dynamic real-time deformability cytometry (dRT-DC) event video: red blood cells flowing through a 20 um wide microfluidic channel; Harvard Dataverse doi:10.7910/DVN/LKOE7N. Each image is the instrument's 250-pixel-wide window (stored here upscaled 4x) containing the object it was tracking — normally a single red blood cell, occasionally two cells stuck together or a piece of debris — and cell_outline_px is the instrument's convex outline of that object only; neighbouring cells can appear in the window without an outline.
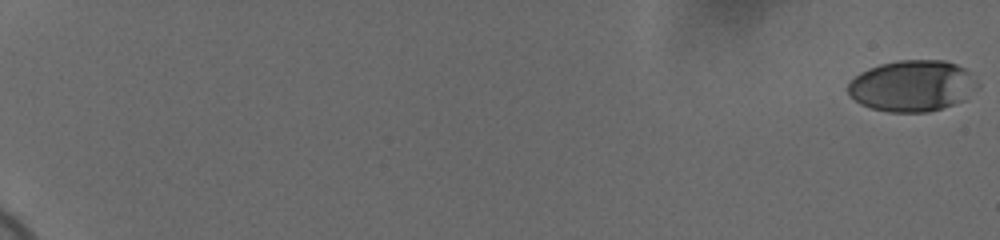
{"species": "human", "species_latin": "Homo sapiens", "temperature_condition": "cold", "stored_images_in_passage": 60, "camera_frame_rate_fps": 3000, "um_per_image_px": 0.085, "donor": {"sex": "female"}, "frame": {"image": 1, "passage_image": 1, "time_ms": 0.0, "image_size_px": [1000, 240], "cell_outline_px": [[968, 76], [964, 100], [928, 112], [888, 112], [872, 108], [860, 104], [848, 92], [848, 84], [860, 72], [868, 68], [880, 64], [900, 60], [944, 60], [956, 64], [964, 68], [968, 72]], "centroid_in_image_um": [77.36, 7.29], "position_along_channel_um": 7.6, "area_um2": 37.11}}
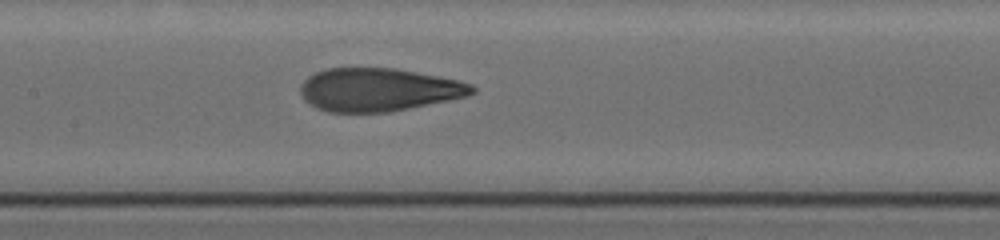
{"frame": {"image": 2, "passage_image": 34, "time_ms": 11.0, "image_size_px": [1000, 240], "cell_outline_px": [[476, 92], [468, 96], [388, 112], [328, 112], [316, 108], [304, 100], [300, 92], [300, 84], [308, 76], [316, 72], [328, 68], [396, 68], [440, 76], [460, 80], [472, 84], [476, 88]], "centroid_in_image_um": [32.18, 7.62], "position_along_channel_um": 175.2, "area_um2": 43.29}}
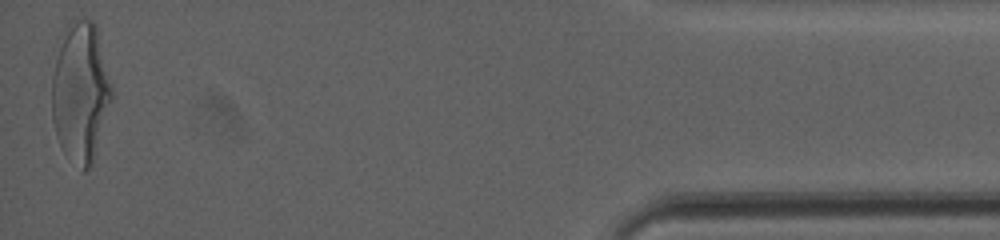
{"frame": {"image": 3, "passage_image": 60, "time_ms": 19.667, "image_size_px": [1000, 240], "cell_outline_px": [[112, 100], [96, 152], [92, 164], [84, 172], [64, 152], [56, 136], [52, 116], [52, 76], [56, 60], [68, 20], [92, 20], [96, 24], [112, 84]], "centroid_in_image_um": [6.86, 7.84], "position_along_channel_um": 428.3, "area_um2": 48.44}, "authors_computed_cell_mechanics": {"area_um2": 42.8009, "velocity_mm_per_s": 3.6783, "shape_relaxation_time_tau1_ms": 4.3163, "shape_relaxation_time_tau2_ms": 1.0526, "deformation_change_tau1": 0.2163, "deformation_change_tau2": 0.088}}